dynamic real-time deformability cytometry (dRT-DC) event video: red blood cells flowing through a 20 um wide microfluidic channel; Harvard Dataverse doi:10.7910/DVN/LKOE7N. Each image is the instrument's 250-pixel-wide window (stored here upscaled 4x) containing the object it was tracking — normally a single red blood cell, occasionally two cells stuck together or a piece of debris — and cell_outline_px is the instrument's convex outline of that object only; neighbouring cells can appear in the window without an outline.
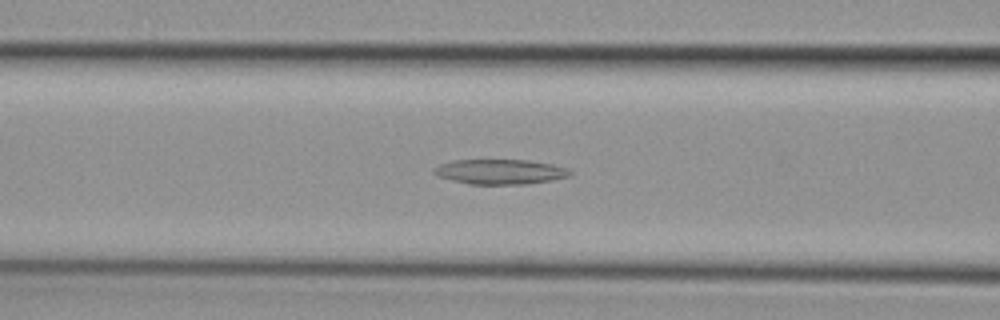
{"species": "common noctule bat (a hibernating species)", "species_latin": "Nyctalus noctula", "temperature_condition": "cold", "stored_images_in_passage": 52, "segment_of_instrument_passage": [1, 2], "camera_frame_rate_fps": 3000, "um_per_image_px": 0.085, "animal": {"sex": "female", "body_mass_g": 29.2, "forearm_length_mm": 56.3}, "frame": {"image": 1, "passage_image": 19, "time_ms": 6.0, "image_size_px": [1000, 320], "cell_outline_px": [[572, 176], [552, 180], [528, 184], [468, 184], [436, 176], [432, 172], [432, 168], [440, 164], [452, 160], [528, 160], [552, 164], [568, 168], [572, 172]], "centroid_in_image_um": [42.51, 14.6], "position_along_channel_um": 124.1, "area_um2": 20.0}}
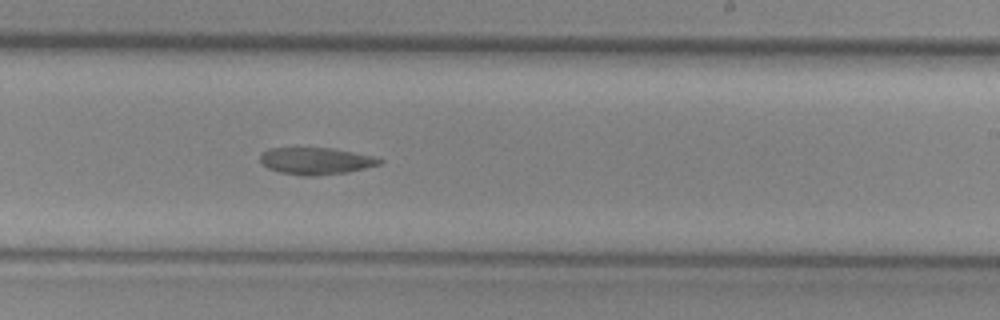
{"frame": {"image": 2, "passage_image": 30, "time_ms": 9.667, "image_size_px": [1000, 320], "cell_outline_px": [[384, 160], [380, 164], [348, 172], [316, 176], [304, 176], [280, 172], [268, 168], [260, 160], [260, 152], [268, 148], [332, 148], [380, 156]], "centroid_in_image_um": [26.9, 13.67], "position_along_channel_um": 262.1, "area_um2": 19.02}}
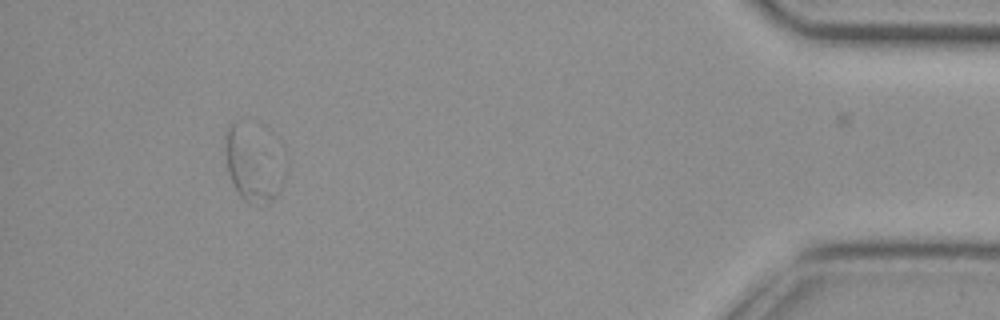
{"frame": {"image": 3, "passage_image": 47, "time_ms": 15.333, "image_size_px": [1000, 320], "cell_outline_px": [[272, 200], [268, 204], [248, 204], [240, 196], [228, 172], [224, 148], [224, 136], [228, 124], [240, 120], [272, 196]], "centroid_in_image_um": [20.81, 14.15], "position_along_channel_um": 414.4, "area_um2": 16.59}}